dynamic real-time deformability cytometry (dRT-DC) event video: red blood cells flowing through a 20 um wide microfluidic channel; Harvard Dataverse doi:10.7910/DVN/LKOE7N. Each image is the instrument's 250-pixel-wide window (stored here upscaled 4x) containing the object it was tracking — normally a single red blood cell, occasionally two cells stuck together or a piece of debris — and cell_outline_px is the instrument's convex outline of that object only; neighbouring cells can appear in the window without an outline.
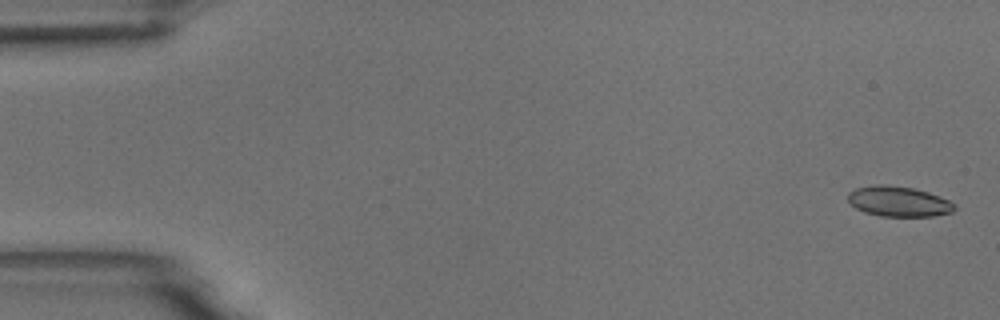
{"species": "common noctule bat (a hibernating species)", "species_latin": "Nyctalus noctula", "temperature_condition": "room temperature", "stored_images_in_passage": 4, "camera_frame_rate_fps": 3000, "um_per_image_px": 0.085, "animal": {"sex": "male", "body_mass_g": 18.8}, "frame": {"image": 1, "passage_image": 1, "time_ms": 0.0, "image_size_px": [1000, 320], "cell_outline_px": [[956, 208], [952, 212], [932, 216], [880, 216], [864, 212], [856, 208], [848, 200], [848, 192], [856, 188], [876, 184], [888, 184], [912, 188], [928, 192], [948, 200], [956, 204]], "centroid_in_image_um": [76.37, 17.12], "position_along_channel_um": 8.6, "area_um2": 18.79}}
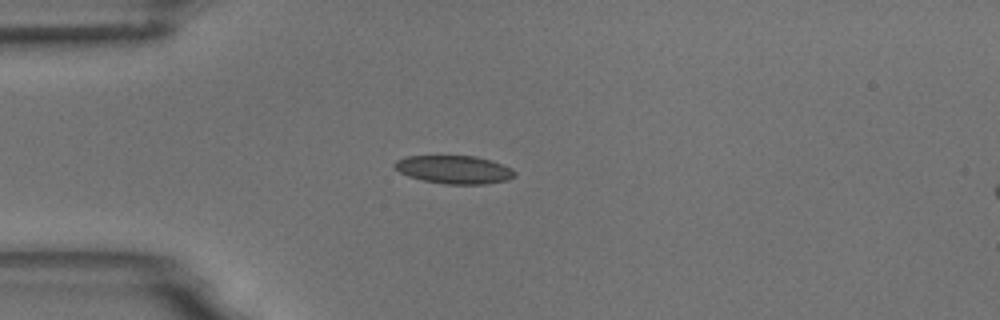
{"frame": {"image": 2, "passage_image": 4, "time_ms": 4.333, "image_size_px": [1000, 320], "cell_outline_px": [[516, 176], [508, 180], [484, 184], [444, 184], [424, 180], [408, 176], [400, 172], [392, 164], [396, 160], [408, 156], [476, 156], [492, 160], [512, 168], [516, 172]], "centroid_in_image_um": [38.64, 14.41], "position_along_channel_um": 46.4, "area_um2": 19.77}}